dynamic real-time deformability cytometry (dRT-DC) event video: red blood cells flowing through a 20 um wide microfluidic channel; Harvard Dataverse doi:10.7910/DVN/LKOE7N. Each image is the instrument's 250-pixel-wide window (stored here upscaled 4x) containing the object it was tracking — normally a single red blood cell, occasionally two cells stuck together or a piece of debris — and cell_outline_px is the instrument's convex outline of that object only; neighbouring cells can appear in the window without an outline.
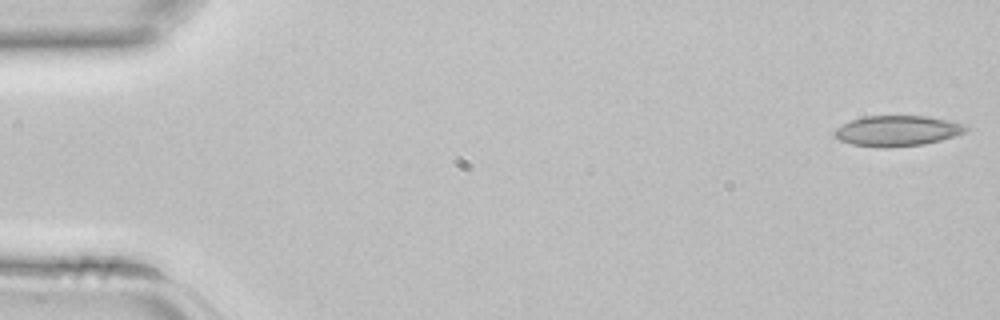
{"species": "common noctule bat (a hibernating species)", "species_latin": "Nyctalus noctula", "temperature_condition": "room temperature", "stored_images_in_passage": 42, "camera_frame_rate_fps": 3000, "um_per_image_px": 0.085, "animal": {"sex": "female", "body_mass_g": 22.7, "forearm_length_mm": 54.2}, "frame": {"image": 1, "passage_image": 1, "time_ms": 0.0, "image_size_px": [1000, 320], "cell_outline_px": [[972, 128], [968, 132], [956, 136], [924, 144], [888, 148], [880, 148], [852, 144], [840, 140], [832, 136], [832, 132], [836, 128], [852, 120], [864, 116], [928, 116], [948, 120]], "centroid_in_image_um": [76.28, 11.13], "position_along_channel_um": 8.7, "area_um2": 23.58}}
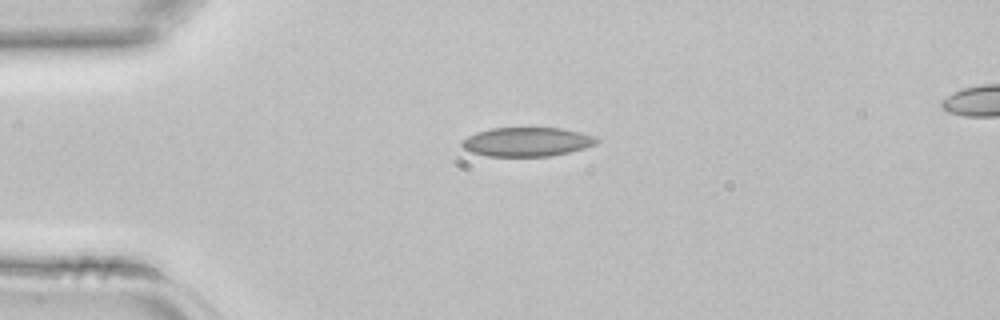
{"frame": {"image": 2, "passage_image": 10, "time_ms": 3.0, "image_size_px": [1000, 320], "cell_outline_px": [[600, 140], [596, 144], [584, 148], [552, 156], [488, 156], [472, 152], [464, 148], [460, 144], [460, 140], [476, 132], [492, 128], [560, 128], [580, 132], [596, 136]], "centroid_in_image_um": [44.79, 12.05], "position_along_channel_um": 40.2, "area_um2": 22.83}}
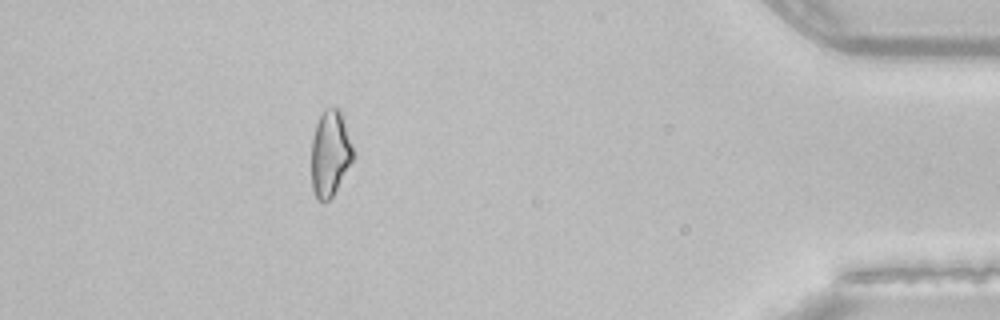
{"frame": {"image": 3, "passage_image": 38, "time_ms": 12.333, "image_size_px": [1000, 320], "cell_outline_px": [[356, 156], [332, 196], [328, 200], [316, 200], [312, 188], [312, 140], [316, 124], [324, 108], [340, 108]], "centroid_in_image_um": [28.08, 13.03], "position_along_channel_um": 407.1, "area_um2": 20.92}}